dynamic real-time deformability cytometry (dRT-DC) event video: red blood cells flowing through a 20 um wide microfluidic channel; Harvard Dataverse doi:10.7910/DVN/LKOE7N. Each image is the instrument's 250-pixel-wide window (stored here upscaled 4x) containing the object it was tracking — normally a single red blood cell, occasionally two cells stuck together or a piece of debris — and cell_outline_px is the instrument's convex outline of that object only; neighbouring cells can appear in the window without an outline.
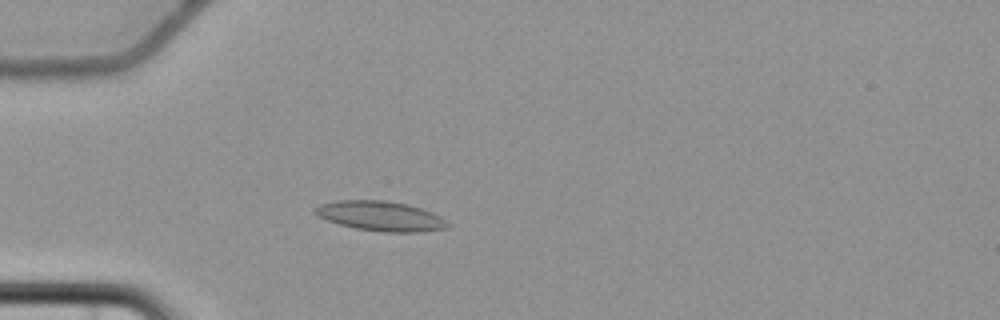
{"species": "common noctule bat (a hibernating species)", "species_latin": "Nyctalus noctula", "temperature_condition": "cold", "stored_images_in_passage": 5, "camera_frame_rate_fps": 3000, "um_per_image_px": 0.085, "animal": {"sex": "female", "body_mass_g": 22.7, "forearm_length_mm": 54.2}, "frame": {"image": 1, "passage_image": 5, "time_ms": 5.333, "image_size_px": [1000, 320], "cell_outline_px": [[452, 224], [448, 228], [420, 232], [380, 232], [356, 228], [340, 224], [316, 216], [312, 212], [312, 208], [320, 204], [336, 200], [384, 200], [408, 204], [432, 212], [448, 220]], "centroid_in_image_um": [32.36, 18.36], "position_along_channel_um": 52.6, "area_um2": 23.35}}